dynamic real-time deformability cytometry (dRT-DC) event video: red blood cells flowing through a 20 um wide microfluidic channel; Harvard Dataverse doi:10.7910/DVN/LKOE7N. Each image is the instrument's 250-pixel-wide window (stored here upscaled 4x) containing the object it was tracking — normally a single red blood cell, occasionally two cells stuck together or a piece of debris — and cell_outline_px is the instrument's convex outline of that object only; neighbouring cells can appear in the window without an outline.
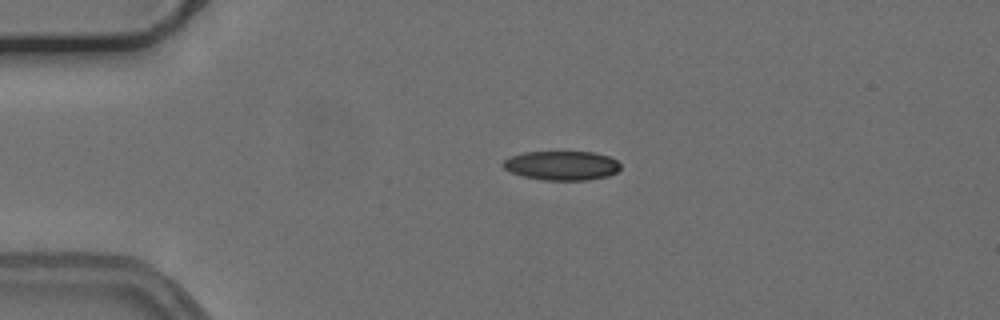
{"species": "common noctule bat (a hibernating species)", "species_latin": "Nyctalus noctula", "temperature_condition": "cold", "stored_images_in_passage": 32, "camera_frame_rate_fps": 3000, "um_per_image_px": 0.085, "animal": {"sex": "female", "body_mass_g": 24.6, "forearm_length_mm": 56.2}, "frame": {"image": 1, "passage_image": 1, "time_ms": 0.0, "image_size_px": [1000, 320], "cell_outline_px": [[620, 168], [616, 172], [608, 176], [588, 180], [544, 180], [520, 176], [508, 172], [500, 164], [508, 156], [524, 152], [592, 152], [608, 156], [616, 160], [620, 164]], "centroid_in_image_um": [47.68, 14.07], "position_along_channel_um": 37.3, "area_um2": 20.23}}
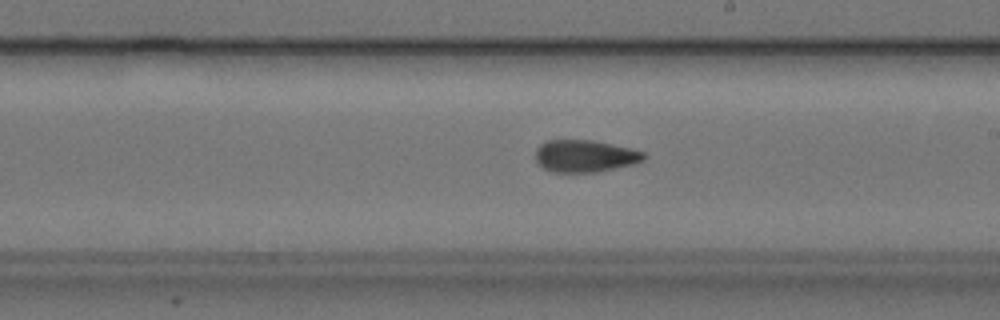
{"frame": {"image": 2, "passage_image": 20, "time_ms": 6.333, "image_size_px": [1000, 320], "cell_outline_px": [[648, 156], [644, 160], [632, 164], [596, 172], [552, 172], [544, 168], [536, 160], [536, 148], [540, 144], [548, 140], [592, 140], [632, 148], [644, 152]], "centroid_in_image_um": [49.74, 13.25], "position_along_channel_um": 239.3, "area_um2": 20.29}}
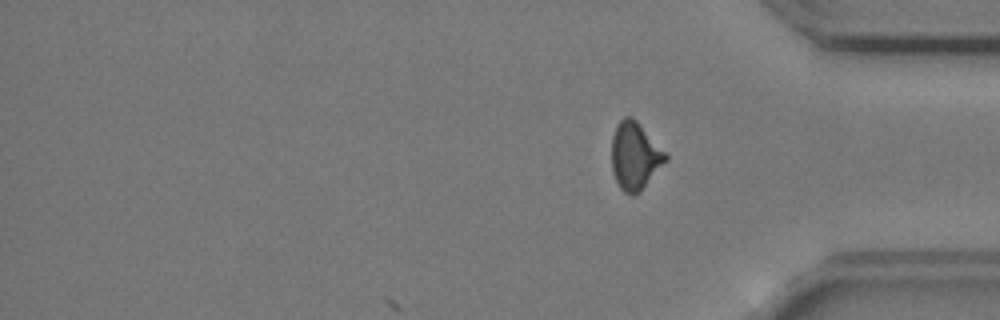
{"frame": {"image": 3, "passage_image": 32, "time_ms": 10.333, "image_size_px": [1000, 320], "cell_outline_px": [[668, 160], [640, 192], [632, 196], [624, 192], [620, 188], [612, 172], [612, 136], [616, 124], [624, 116], [632, 116], [636, 120], [668, 156]], "centroid_in_image_um": [53.95, 13.27], "position_along_channel_um": 381.2, "area_um2": 21.21}, "authors_computed_cell_mechanics": {"area_um2": 20.8947, "velocity_mm_per_s": 3.7635, "shape_relaxation_time_tau1_ms": 7.6939, "shape_relaxation_time_tau2_ms": 2.4443, "deformation_change_tau1": 0.1649, "deformation_change_tau2": 0.0949}}